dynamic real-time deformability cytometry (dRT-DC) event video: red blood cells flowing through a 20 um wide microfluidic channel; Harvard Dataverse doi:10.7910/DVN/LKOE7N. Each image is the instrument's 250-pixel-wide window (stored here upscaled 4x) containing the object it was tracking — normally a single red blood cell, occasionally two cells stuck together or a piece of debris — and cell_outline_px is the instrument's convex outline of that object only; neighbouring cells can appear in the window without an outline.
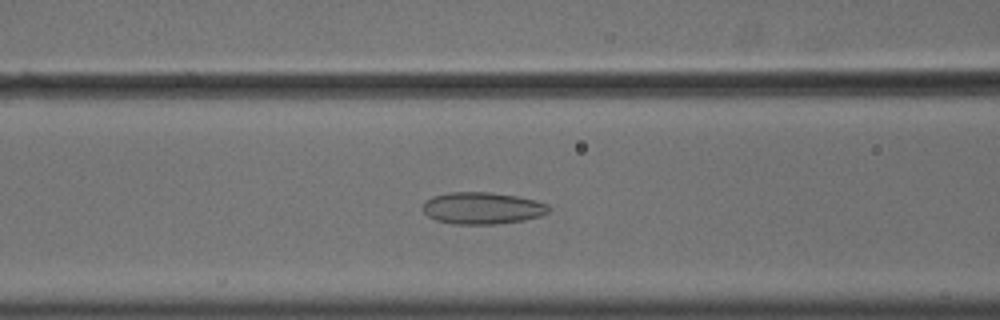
{"species": "common noctule bat (a hibernating species)", "species_latin": "Nyctalus noctula", "temperature_condition": "cold", "stored_images_in_passage": 56, "camera_frame_rate_fps": 3000, "um_per_image_px": 0.085, "animal": {"sex": "male", "body_mass_g": 18.8}, "frame": {"image": 1, "passage_image": 24, "time_ms": 7.667, "image_size_px": [1000, 320], "cell_outline_px": [[552, 208], [548, 212], [540, 216], [524, 220], [496, 224], [452, 224], [436, 220], [428, 216], [420, 208], [424, 200], [432, 196], [448, 192], [492, 192], [516, 196], [548, 204]], "centroid_in_image_um": [40.95, 17.69], "position_along_channel_um": 125.7, "area_um2": 23.64}}
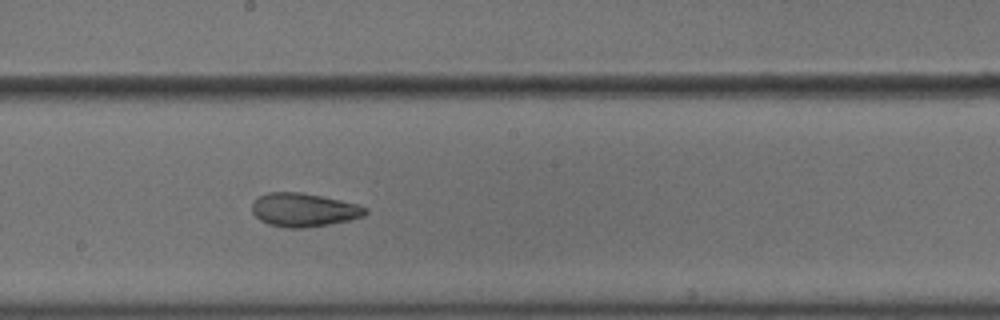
{"frame": {"image": 2, "passage_image": 32, "time_ms": 10.333, "image_size_px": [1000, 320], "cell_outline_px": [[368, 212], [364, 216], [348, 220], [328, 224], [300, 228], [284, 228], [268, 224], [260, 220], [252, 212], [252, 204], [256, 196], [268, 192], [300, 192], [340, 200], [356, 204], [368, 208]], "centroid_in_image_um": [25.78, 17.83], "position_along_channel_um": 222.4, "area_um2": 22.14}}
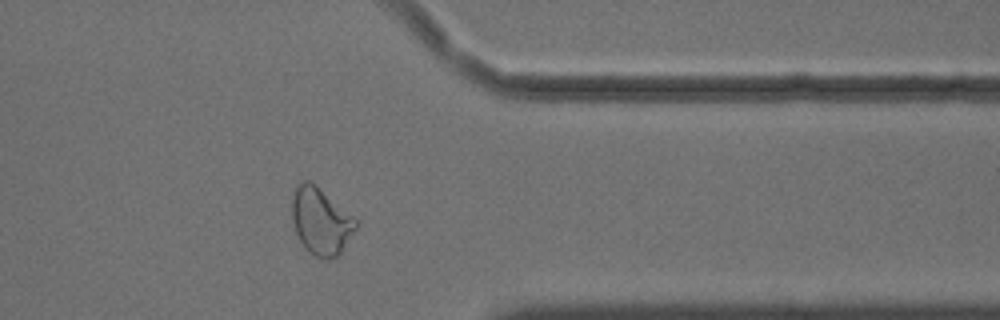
{"frame": {"image": 3, "passage_image": 46, "time_ms": 15.0, "image_size_px": [1000, 320], "cell_outline_px": [[360, 224], [336, 260], [324, 260], [316, 256], [304, 248], [296, 232], [292, 220], [292, 200], [296, 184], [300, 180], [308, 180], [316, 184], [352, 216]], "centroid_in_image_um": [27.28, 18.82], "position_along_channel_um": 384.1, "area_um2": 25.2}, "authors_computed_cell_mechanics": {"area_um2": 25.7788, "velocity_mm_per_s": 3.6188, "shape_relaxation_time_tau1_ms": null, "shape_relaxation_time_tau2_ms": 1.9307, "deformation_change_tau1": null, "deformation_change_tau2": 0.0713}}